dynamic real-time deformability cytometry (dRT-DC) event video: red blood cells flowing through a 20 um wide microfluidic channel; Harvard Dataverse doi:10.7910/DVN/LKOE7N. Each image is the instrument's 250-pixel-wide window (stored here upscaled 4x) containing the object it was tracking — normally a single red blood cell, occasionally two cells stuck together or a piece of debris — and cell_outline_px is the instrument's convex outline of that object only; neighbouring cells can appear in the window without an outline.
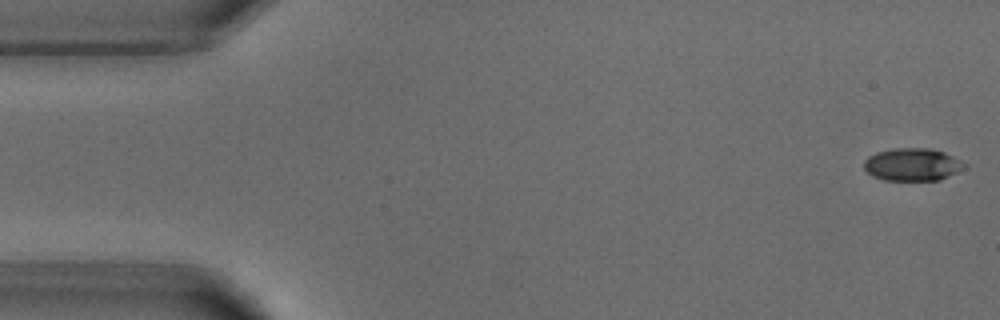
{"species": "common noctule bat (a hibernating species)", "species_latin": "Nyctalus noctula", "temperature_condition": "warm", "stored_images_in_passage": 7, "camera_frame_rate_fps": 3000, "um_per_image_px": 0.085, "animal": {"sex": "male", "body_mass_g": 18.8}, "frame": {"image": 1, "passage_image": 1, "time_ms": 0.0, "image_size_px": [1000, 320], "cell_outline_px": [[968, 164], [964, 168], [940, 180], [884, 180], [872, 176], [864, 168], [864, 160], [868, 156], [876, 152], [896, 148], [928, 148], [944, 152]], "centroid_in_image_um": [77.54, 13.98], "position_along_channel_um": 7.5, "area_um2": 19.07}}
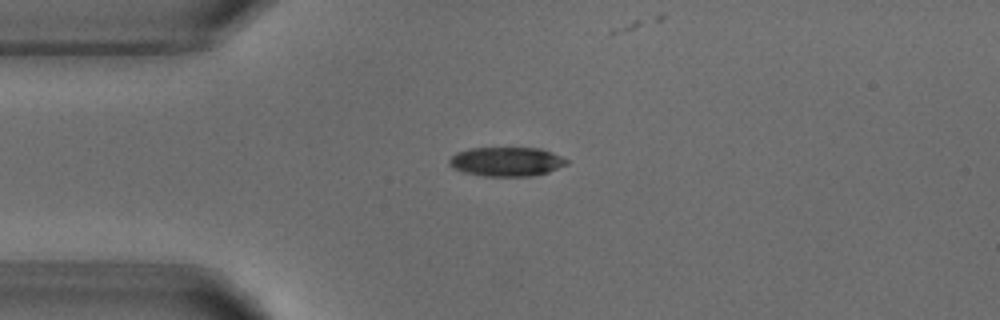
{"frame": {"image": 2, "passage_image": 4, "time_ms": 3.667, "image_size_px": [1000, 320], "cell_outline_px": [[568, 164], [548, 172], [532, 176], [484, 176], [464, 172], [448, 164], [448, 160], [456, 152], [468, 148], [540, 148], [552, 152], [568, 160]], "centroid_in_image_um": [43.05, 13.73], "position_along_channel_um": 41.9, "area_um2": 19.94}}